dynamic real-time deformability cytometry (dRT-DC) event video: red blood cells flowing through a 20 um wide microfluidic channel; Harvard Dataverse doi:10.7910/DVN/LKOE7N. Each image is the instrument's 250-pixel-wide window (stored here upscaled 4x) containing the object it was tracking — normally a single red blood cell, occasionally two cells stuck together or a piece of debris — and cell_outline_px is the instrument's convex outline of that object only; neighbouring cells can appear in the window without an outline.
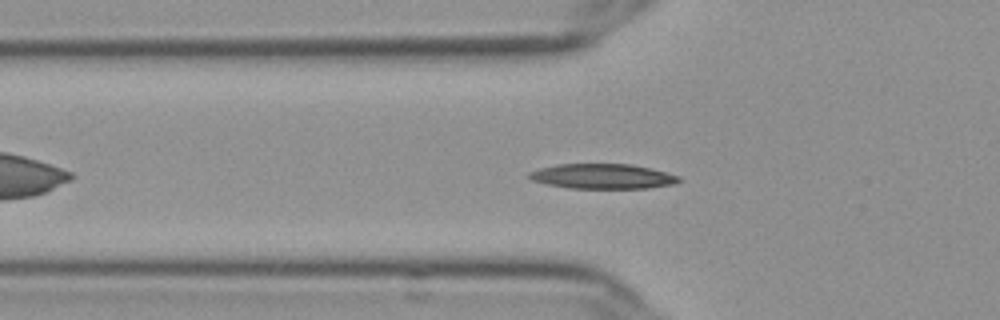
{"species": "Egyptian fruit bat (a non-hibernating species)", "species_latin": "Rousettus aegyptiacus", "temperature_condition": "cold", "stored_images_in_passage": 40, "camera_frame_rate_fps": 3000, "um_per_image_px": 0.085, "frame": {"image": 1, "passage_image": 8, "time_ms": 2.333, "image_size_px": [1000, 320], "cell_outline_px": [[680, 180], [676, 184], [648, 188], [572, 188], [548, 184], [532, 180], [528, 176], [528, 172], [540, 168], [556, 164], [632, 164], [680, 176]], "centroid_in_image_um": [51.22, 14.98], "position_along_channel_um": 74.6, "area_um2": 21.62}}
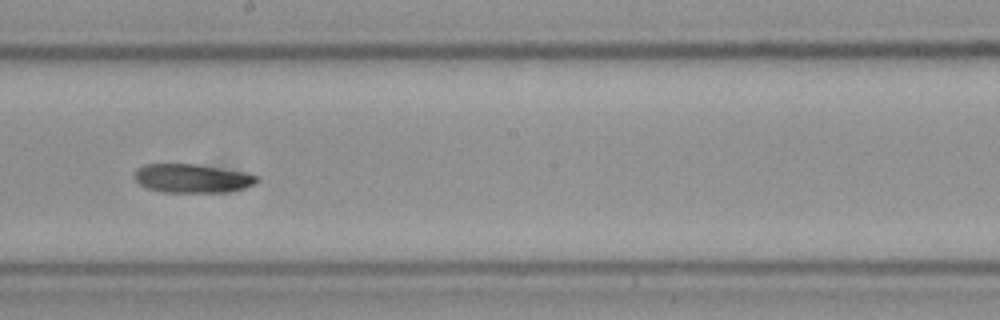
{"frame": {"image": 2, "passage_image": 21, "time_ms": 6.667, "image_size_px": [1000, 320], "cell_outline_px": [[260, 180], [256, 184], [244, 188], [224, 192], [164, 192], [148, 188], [140, 184], [132, 176], [136, 168], [144, 164], [196, 164], [240, 172], [260, 176]], "centroid_in_image_um": [16.31, 15.16], "position_along_channel_um": 231.9, "area_um2": 20.46}}
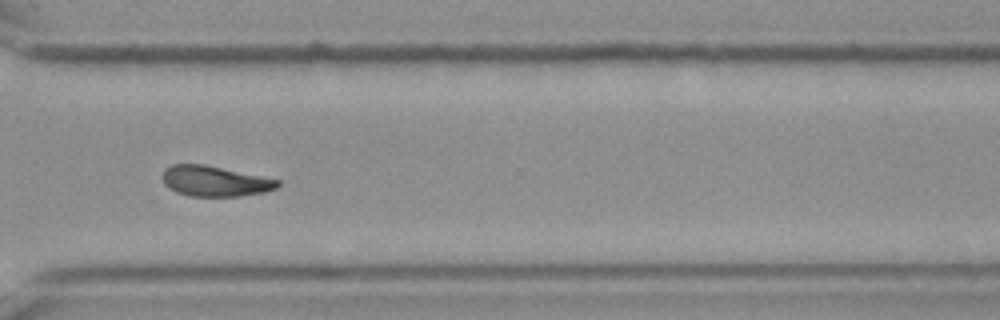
{"frame": {"image": 3, "passage_image": 31, "time_ms": 10.0, "image_size_px": [1000, 320], "cell_outline_px": [[280, 184], [276, 188], [264, 192], [240, 196], [188, 196], [176, 192], [168, 188], [164, 184], [160, 176], [164, 168], [172, 164], [204, 164], [280, 180]], "centroid_in_image_um": [18.2, 15.39], "position_along_channel_um": 352.4, "area_um2": 20.58}, "authors_computed_cell_mechanics": {"area_um2": 20.6346, "velocity_mm_per_s": 3.6084, "shape_relaxation_time_tau1_ms": 7.0083, "shape_relaxation_time_tau2_ms": 11.2161, "deformation_change_tau1": 0.1669, "deformation_change_tau2": 0.1756}}